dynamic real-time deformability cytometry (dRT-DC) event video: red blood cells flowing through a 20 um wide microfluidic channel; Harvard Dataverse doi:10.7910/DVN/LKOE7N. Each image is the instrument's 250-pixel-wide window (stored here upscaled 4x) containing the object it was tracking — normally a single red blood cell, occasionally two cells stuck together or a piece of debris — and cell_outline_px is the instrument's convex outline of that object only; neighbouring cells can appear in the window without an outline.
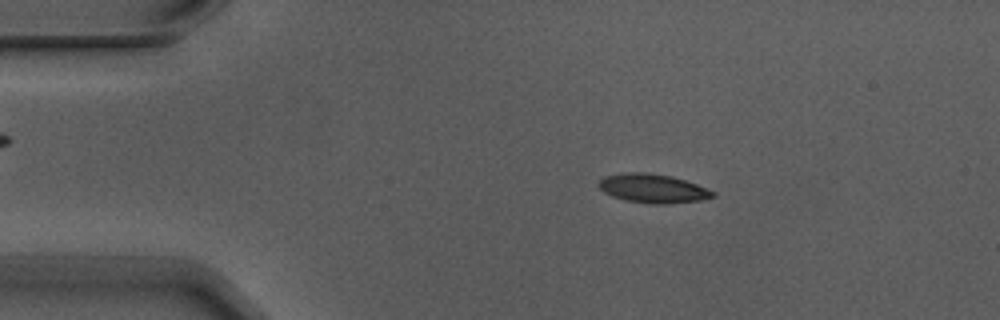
{"species": "Egyptian fruit bat (a non-hibernating species)", "species_latin": "Rousettus aegyptiacus", "temperature_condition": "warm", "stored_images_in_passage": 7, "camera_frame_rate_fps": 3000, "um_per_image_px": 0.085, "animal": {"sex": "male"}, "frame": {"image": 1, "passage_image": 2, "time_ms": 0.333, "image_size_px": [1000, 320], "cell_outline_px": [[716, 196], [700, 200], [664, 204], [652, 204], [624, 200], [612, 196], [604, 192], [596, 184], [604, 176], [624, 172], [648, 172], [672, 176], [696, 184], [716, 192]], "centroid_in_image_um": [55.47, 16.01], "position_along_channel_um": 29.5, "area_um2": 19.31}}
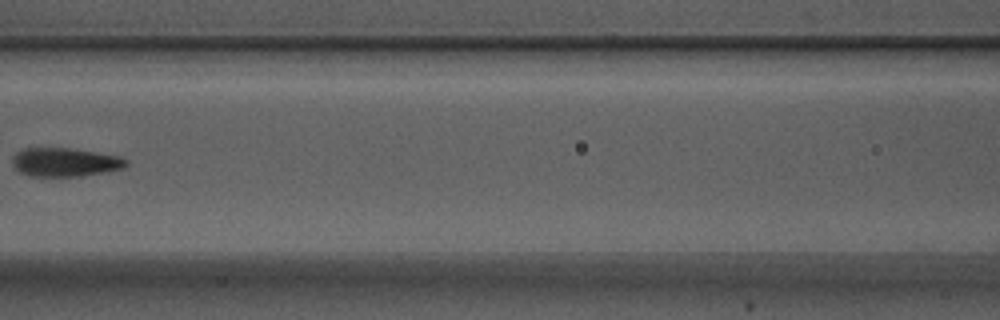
{"frame": {"image": 2, "passage_image": 6, "time_ms": 1.667, "image_size_px": [1000, 320], "cell_outline_px": [[128, 164], [124, 168], [104, 172], [80, 176], [28, 176], [20, 172], [12, 164], [12, 156], [16, 152], [24, 148], [68, 148], [120, 156], [128, 160]], "centroid_in_image_um": [5.51, 13.78], "position_along_channel_um": 161.1, "area_um2": 19.02}}
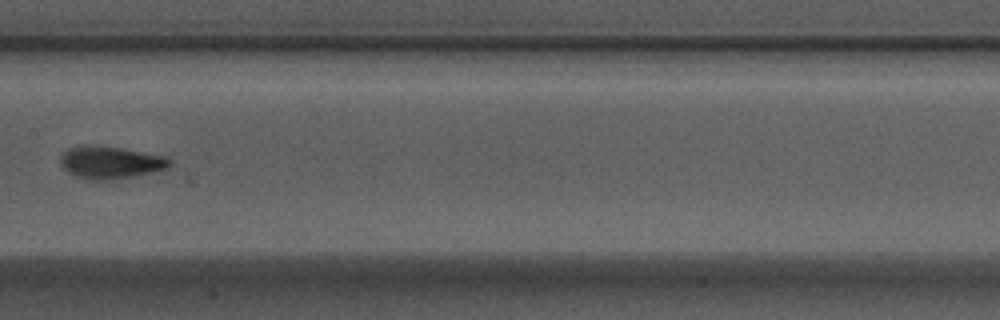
{"frame": {"image": 3, "passage_image": 7, "time_ms": 2.0, "image_size_px": [1000, 320], "cell_outline_px": [[172, 164], [168, 168], [152, 172], [112, 180], [92, 180], [68, 172], [60, 164], [60, 156], [68, 148], [80, 144], [88, 144], [120, 148], [164, 156], [172, 160]], "centroid_in_image_um": [9.37, 13.79], "position_along_channel_um": 198.0, "area_um2": 20.58}}